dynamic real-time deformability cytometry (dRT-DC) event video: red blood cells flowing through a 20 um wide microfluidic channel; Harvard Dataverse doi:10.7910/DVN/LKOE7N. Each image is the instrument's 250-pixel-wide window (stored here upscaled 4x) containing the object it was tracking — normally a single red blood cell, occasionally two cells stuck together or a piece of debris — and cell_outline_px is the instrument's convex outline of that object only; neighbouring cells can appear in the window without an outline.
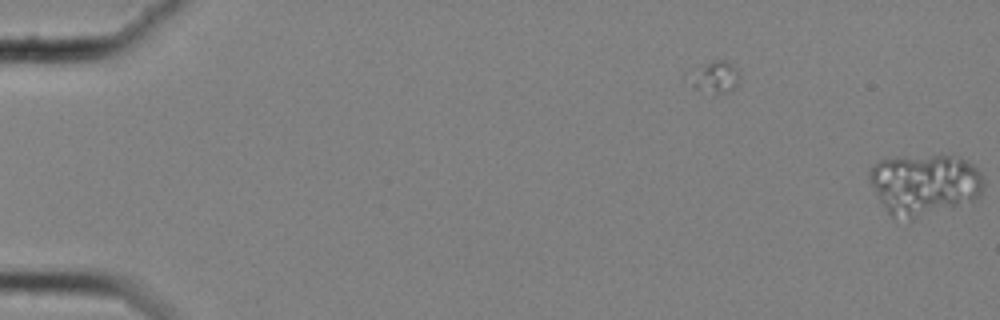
{"species": "common noctule bat (a hibernating species)", "species_latin": "Nyctalus noctula", "temperature_condition": "cold", "stored_images_in_passage": 11, "camera_frame_rate_fps": 3000, "um_per_image_px": 0.085, "animal": {"sex": "female", "body_mass_g": 25.1}, "frame": {"image": 1, "passage_image": 11, "time_ms": 3.333, "image_size_px": [1000, 320], "cell_outline_px": [[984, 188], [980, 196], [976, 200], [912, 220], [908, 220], [892, 216], [888, 212], [880, 200], [868, 180], [868, 172], [880, 160], [932, 156], [960, 156], [972, 164], [980, 172], [984, 180]], "centroid_in_image_um": [78.62, 15.7], "position_along_channel_um": 6.4, "area_um2": 40.52}}